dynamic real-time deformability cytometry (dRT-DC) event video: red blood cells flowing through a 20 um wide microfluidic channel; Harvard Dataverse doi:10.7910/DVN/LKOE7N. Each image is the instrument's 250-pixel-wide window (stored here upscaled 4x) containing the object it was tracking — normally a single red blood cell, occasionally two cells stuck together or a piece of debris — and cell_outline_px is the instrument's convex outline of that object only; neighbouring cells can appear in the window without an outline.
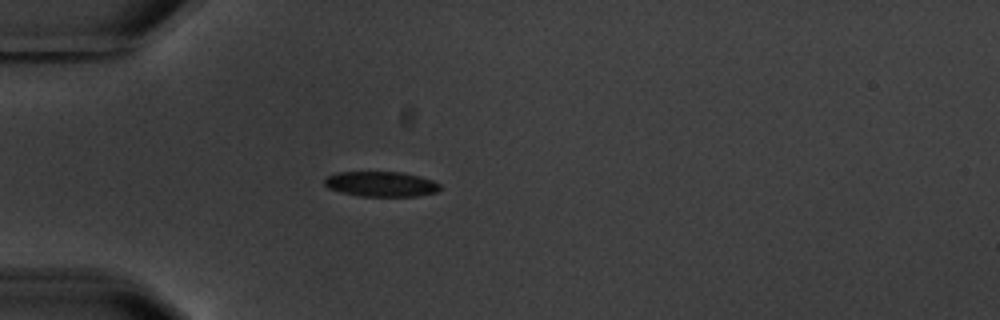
{"species": "common noctule bat (a hibernating species)", "species_latin": "Nyctalus noctula", "temperature_condition": "warm", "stored_images_in_passage": 5, "camera_frame_rate_fps": 3000, "um_per_image_px": 0.085, "animal": {"sex": "male", "body_mass_g": 20.1, "forearm_length_mm": 53.5}, "frame": {"image": 1, "passage_image": 4, "time_ms": 3.667, "image_size_px": [1000, 320], "cell_outline_px": [[440, 188], [436, 192], [416, 196], [360, 196], [340, 192], [328, 188], [324, 184], [324, 180], [328, 176], [336, 172], [400, 172], [420, 176], [432, 180], [440, 184]], "centroid_in_image_um": [32.37, 15.64], "position_along_channel_um": 52.6, "area_um2": 16.88}}